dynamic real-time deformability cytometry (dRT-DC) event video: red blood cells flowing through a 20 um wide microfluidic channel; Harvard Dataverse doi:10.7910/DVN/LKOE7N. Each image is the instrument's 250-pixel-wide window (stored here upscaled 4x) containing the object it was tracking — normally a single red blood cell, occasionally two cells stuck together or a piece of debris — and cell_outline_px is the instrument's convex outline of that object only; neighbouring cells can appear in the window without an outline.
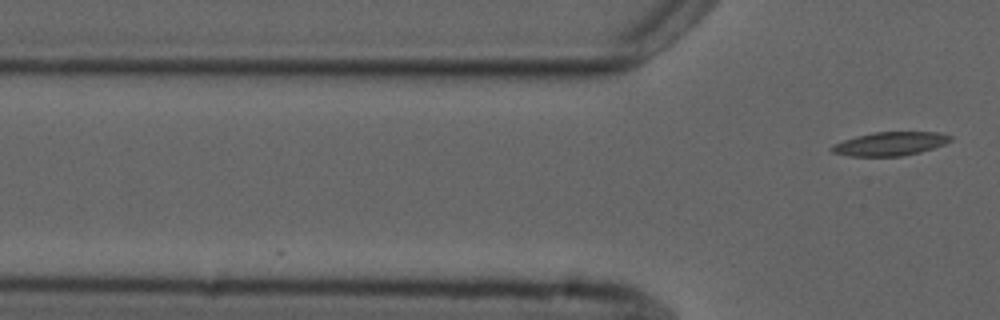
{"species": "common noctule bat (a hibernating species)", "species_latin": "Nyctalus noctula", "temperature_condition": "cold", "stored_images_in_passage": 3, "camera_frame_rate_fps": 3000, "um_per_image_px": 0.085, "animal": {"sex": "male", "forearm_length_mm": 52.5}, "frame": {"image": 1, "passage_image": 3, "time_ms": 3.333, "image_size_px": [1000, 320], "cell_outline_px": [[952, 140], [944, 144], [920, 152], [900, 156], [848, 156], [832, 152], [828, 148], [832, 144], [856, 136], [872, 132], [940, 132], [952, 136]], "centroid_in_image_um": [75.63, 12.22], "position_along_channel_um": 50.2, "area_um2": 16.42}}